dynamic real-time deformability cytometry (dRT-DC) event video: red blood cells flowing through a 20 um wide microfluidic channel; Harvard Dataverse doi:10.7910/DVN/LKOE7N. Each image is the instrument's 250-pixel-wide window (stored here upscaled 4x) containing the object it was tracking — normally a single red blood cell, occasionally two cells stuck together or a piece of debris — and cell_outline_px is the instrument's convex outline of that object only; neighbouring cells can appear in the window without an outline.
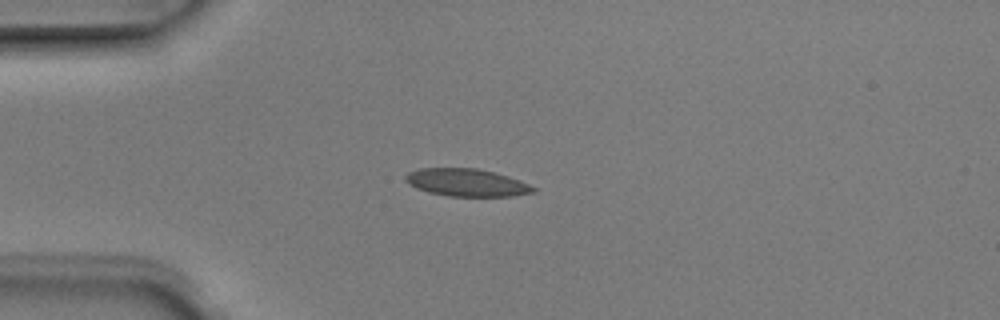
{"species": "Egyptian fruit bat (a non-hibernating species)", "species_latin": "Rousettus aegyptiacus", "temperature_condition": "room temperature", "stored_images_in_passage": 2, "camera_frame_rate_fps": 3000, "um_per_image_px": 0.085, "animal": {"sex": "male"}, "frame": {"image": 1, "passage_image": 1, "time_ms": 0.0, "image_size_px": [1000, 320], "cell_outline_px": [[536, 192], [512, 196], [448, 196], [428, 192], [416, 188], [408, 184], [404, 180], [404, 176], [408, 172], [420, 168], [476, 168], [508, 176], [520, 180], [536, 188]], "centroid_in_image_um": [39.64, 15.52], "position_along_channel_um": 45.4, "area_um2": 20.58}}
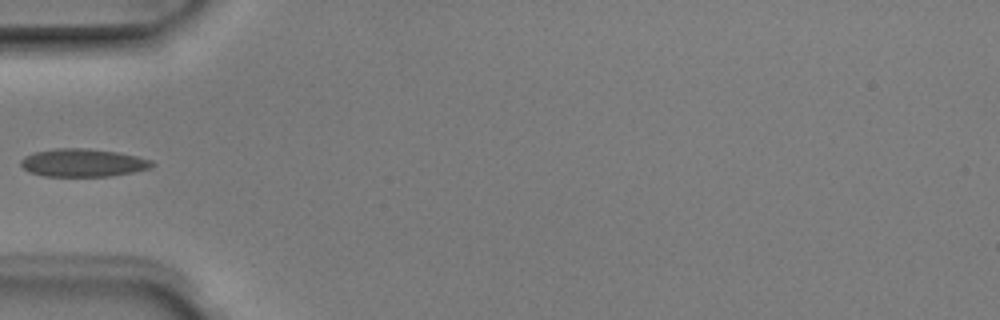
{"frame": {"image": 2, "passage_image": 2, "time_ms": 0.333, "image_size_px": [1000, 320], "cell_outline_px": [[156, 164], [152, 168], [132, 172], [108, 176], [44, 176], [28, 172], [20, 164], [20, 160], [24, 156], [32, 152], [56, 148], [84, 148], [116, 152], [136, 156], [152, 160]], "centroid_in_image_um": [7.03, 13.83], "position_along_channel_um": 78.0, "area_um2": 21.44}}